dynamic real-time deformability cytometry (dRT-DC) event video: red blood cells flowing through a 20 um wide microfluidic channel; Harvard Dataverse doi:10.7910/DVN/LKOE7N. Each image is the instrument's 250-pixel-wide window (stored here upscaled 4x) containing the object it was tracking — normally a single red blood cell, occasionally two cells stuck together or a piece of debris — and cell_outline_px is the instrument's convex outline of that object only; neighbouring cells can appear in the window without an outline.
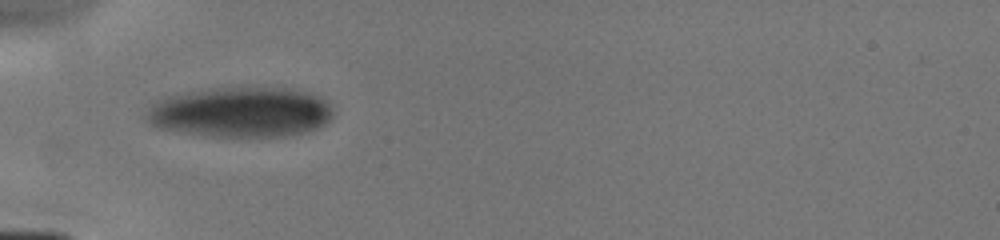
{"species": "human", "species_latin": "Homo sapiens", "temperature_condition": "cold", "stored_images_in_passage": 2, "camera_frame_rate_fps": 3000, "um_per_image_px": 0.085, "donor": {"sex": "male"}, "frame": {"image": 1, "passage_image": 1, "time_ms": 0.0, "image_size_px": [1000, 240], "cell_outline_px": [[332, 116], [324, 124], [316, 128], [304, 132], [284, 136], [212, 136], [184, 132], [160, 128], [152, 124], [144, 116], [152, 104], [168, 96], [188, 92], [212, 88], [284, 88], [312, 92], [320, 96], [332, 108]], "centroid_in_image_um": [20.49, 9.53], "position_along_channel_um": 64.5, "area_um2": 54.1}}
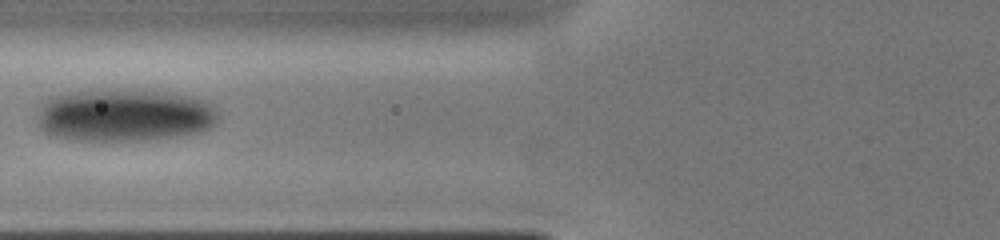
{"frame": {"image": 2, "passage_image": 2, "time_ms": 1.333, "image_size_px": [1000, 240], "cell_outline_px": [[220, 120], [212, 128], [204, 132], [148, 140], [76, 140], [52, 136], [44, 132], [36, 124], [36, 112], [40, 100], [48, 96], [68, 92], [104, 88], [164, 92], [192, 96], [208, 100], [216, 108], [220, 116]], "centroid_in_image_um": [10.54, 9.77], "position_along_channel_um": 115.3, "area_um2": 57.28}}